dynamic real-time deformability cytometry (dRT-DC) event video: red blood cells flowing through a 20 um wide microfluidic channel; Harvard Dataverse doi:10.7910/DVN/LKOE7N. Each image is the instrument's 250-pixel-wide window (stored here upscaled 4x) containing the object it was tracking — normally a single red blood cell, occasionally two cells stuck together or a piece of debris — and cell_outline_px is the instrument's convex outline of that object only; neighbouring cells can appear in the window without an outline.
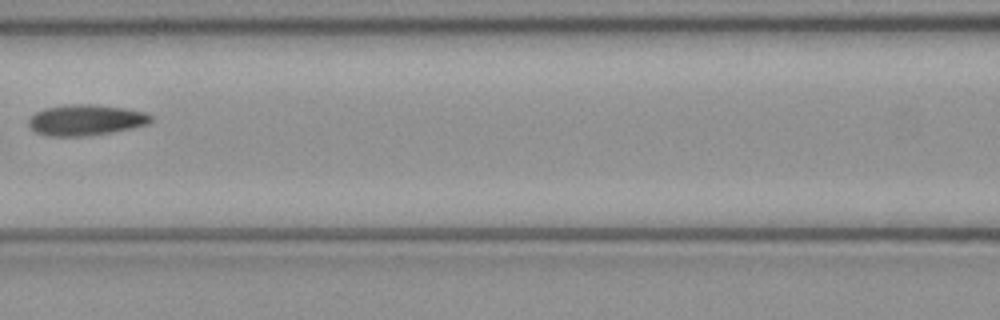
{"species": "common noctule bat (a hibernating species)", "species_latin": "Nyctalus noctula", "temperature_condition": "cold", "stored_images_in_passage": 4, "camera_frame_rate_fps": 3000, "um_per_image_px": 0.085, "animal": {"sex": "female", "body_mass_g": 21.9}, "frame": {"image": 1, "passage_image": 4, "time_ms": 1.0, "image_size_px": [1000, 320], "cell_outline_px": [[152, 120], [148, 124], [132, 128], [112, 132], [84, 136], [48, 136], [36, 132], [28, 124], [28, 120], [36, 112], [44, 108], [68, 104], [92, 104], [124, 108], [144, 112], [152, 116]], "centroid_in_image_um": [7.29, 10.2], "position_along_channel_um": 159.3, "area_um2": 21.91}}